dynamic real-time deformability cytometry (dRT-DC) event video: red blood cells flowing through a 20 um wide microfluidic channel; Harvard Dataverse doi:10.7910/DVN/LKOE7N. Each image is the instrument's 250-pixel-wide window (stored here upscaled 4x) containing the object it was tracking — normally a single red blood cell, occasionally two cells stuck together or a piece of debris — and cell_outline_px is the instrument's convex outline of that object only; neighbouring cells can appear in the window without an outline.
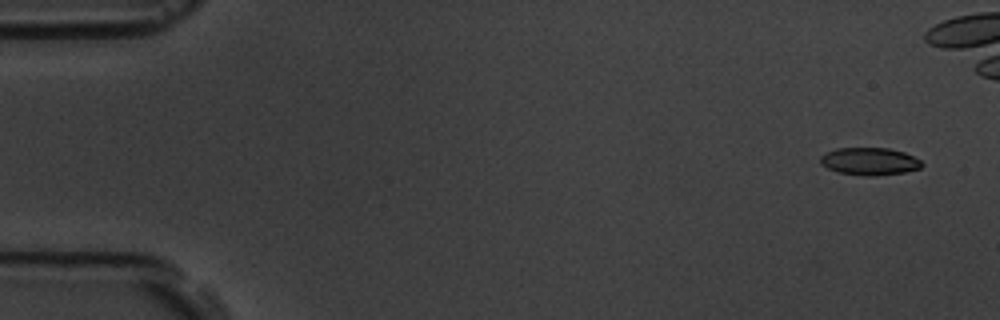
{"species": "common noctule bat (a hibernating species)", "species_latin": "Nyctalus noctula", "temperature_condition": "room temperature", "stored_images_in_passage": 6, "camera_frame_rate_fps": 3000, "um_per_image_px": 0.085, "animal": {"sex": "male", "body_mass_g": 19.5, "forearm_length_mm": 54.6}, "frame": {"image": 1, "passage_image": 1, "time_ms": 0.0, "image_size_px": [1000, 320], "cell_outline_px": [[924, 164], [920, 168], [904, 172], [872, 176], [864, 176], [836, 172], [820, 164], [820, 156], [836, 148], [888, 148], [904, 152], [920, 160]], "centroid_in_image_um": [73.89, 13.72], "position_along_channel_um": 11.1, "area_um2": 16.24}}